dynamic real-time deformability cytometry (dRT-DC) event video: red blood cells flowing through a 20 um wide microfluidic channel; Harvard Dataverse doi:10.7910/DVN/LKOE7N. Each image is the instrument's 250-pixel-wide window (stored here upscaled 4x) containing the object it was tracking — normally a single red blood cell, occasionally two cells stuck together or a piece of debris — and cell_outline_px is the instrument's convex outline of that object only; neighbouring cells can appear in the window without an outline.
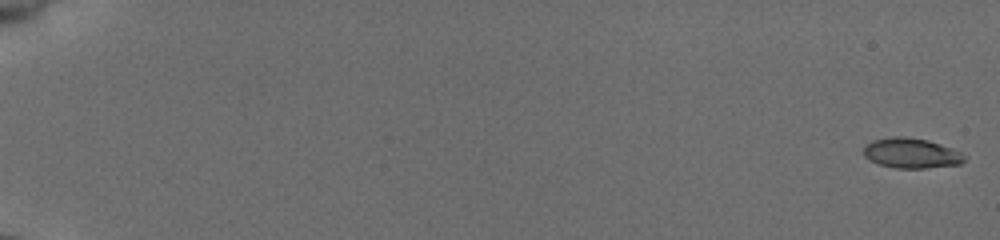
{"species": "common noctule bat (a hibernating species)", "species_latin": "Nyctalus noctula", "temperature_condition": "cold", "stored_images_in_passage": 55, "camera_frame_rate_fps": 3000, "um_per_image_px": 0.085, "animal": {"sex": "female", "body_mass_g": 19.5, "forearm_length_mm": 54.1}, "frame": {"image": 1, "passage_image": 1, "time_ms": 0.0, "image_size_px": [1000, 240], "cell_outline_px": [[968, 156], [960, 164], [928, 168], [896, 168], [880, 164], [868, 160], [864, 156], [864, 148], [872, 140], [892, 136], [904, 136], [928, 140], [952, 148]], "centroid_in_image_um": [77.47, 13.02], "position_along_channel_um": 7.5, "area_um2": 17.74}}
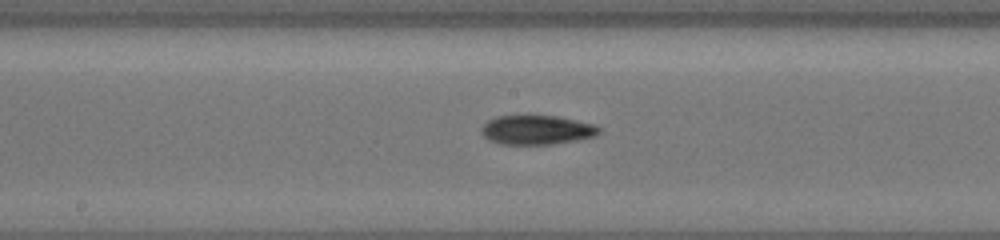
{"frame": {"image": 2, "passage_image": 32, "time_ms": 10.333, "image_size_px": [1000, 240], "cell_outline_px": [[600, 132], [596, 136], [576, 140], [552, 144], [500, 144], [488, 140], [480, 132], [480, 128], [488, 120], [500, 116], [552, 116], [592, 124], [600, 128]], "centroid_in_image_um": [45.58, 11.06], "position_along_channel_um": 202.6, "area_um2": 19.77}}
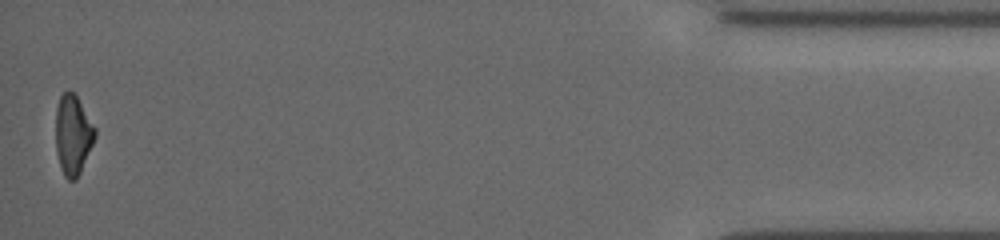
{"frame": {"image": 3, "passage_image": 55, "time_ms": 18.0, "image_size_px": [1000, 240], "cell_outline_px": [[96, 136], [80, 172], [76, 180], [68, 180], [64, 176], [60, 168], [56, 152], [56, 108], [60, 96], [68, 88], [76, 96], [96, 128]], "centroid_in_image_um": [6.19, 11.47], "position_along_channel_um": 429.0, "area_um2": 18.26}, "authors_computed_cell_mechanics": {"area_um2": 18.9006, "velocity_mm_per_s": 3.9124, "shape_relaxation_time_tau1_ms": 9.8111, "shape_relaxation_time_tau2_ms": 7.4203, "deformation_change_tau1": 0.2563, "deformation_change_tau2": 0.1638}}